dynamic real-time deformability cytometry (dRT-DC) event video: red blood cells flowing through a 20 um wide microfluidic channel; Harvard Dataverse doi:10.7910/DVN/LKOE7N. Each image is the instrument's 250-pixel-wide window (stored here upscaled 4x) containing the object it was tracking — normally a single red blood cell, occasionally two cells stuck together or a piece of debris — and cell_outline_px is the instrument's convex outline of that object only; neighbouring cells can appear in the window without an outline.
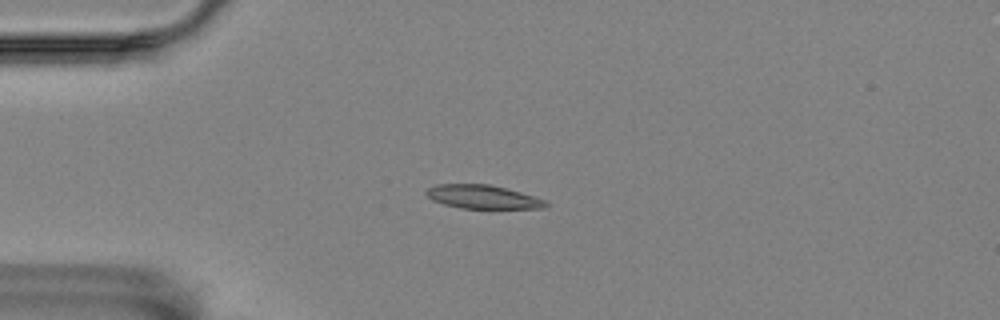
{"species": "Egyptian fruit bat (a non-hibernating species)", "species_latin": "Rousettus aegyptiacus", "temperature_condition": "room temperature", "stored_images_in_passage": 13, "camera_frame_rate_fps": 3000, "um_per_image_px": 0.085, "animal": {"sex": "female"}, "frame": {"image": 1, "passage_image": 4, "time_ms": 1.0, "image_size_px": [1000, 320], "cell_outline_px": [[548, 208], [460, 208], [444, 204], [432, 200], [424, 192], [428, 188], [436, 184], [488, 184], [520, 192], [548, 200]], "centroid_in_image_um": [41.05, 16.73], "position_along_channel_um": 44.0, "area_um2": 16.42}}
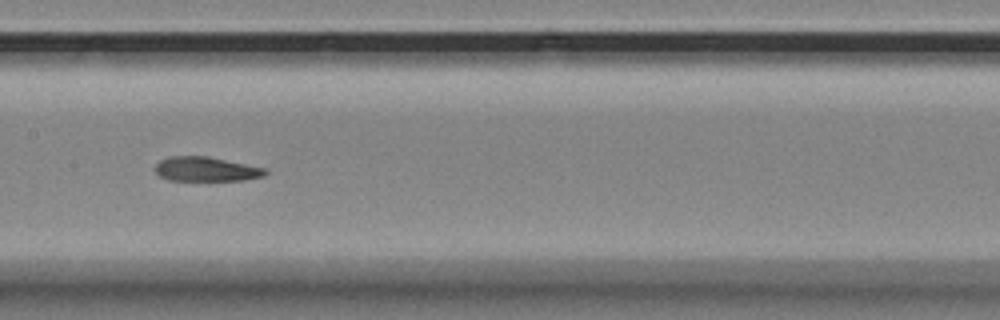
{"frame": {"image": 2, "passage_image": 8, "time_ms": 2.333, "image_size_px": [1000, 320], "cell_outline_px": [[268, 172], [264, 176], [244, 180], [168, 180], [160, 176], [156, 172], [156, 164], [160, 160], [168, 156], [208, 156], [264, 168]], "centroid_in_image_um": [17.5, 14.37], "position_along_channel_um": 189.9, "area_um2": 15.55}}
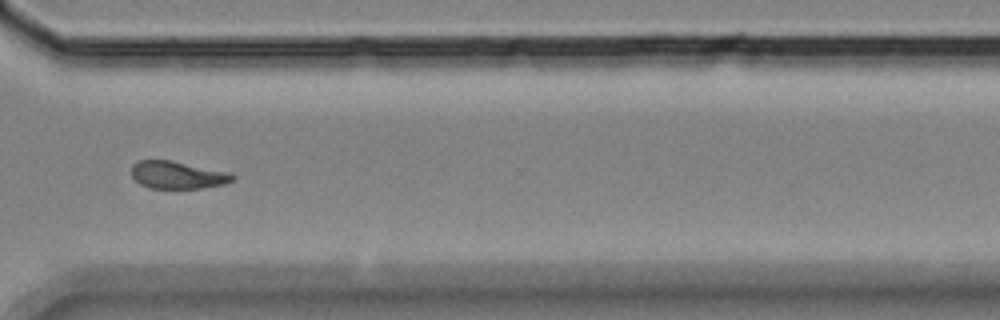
{"frame": {"image": 3, "passage_image": 12, "time_ms": 3.667, "image_size_px": [1000, 320], "cell_outline_px": [[236, 180], [224, 184], [200, 188], [148, 188], [140, 184], [132, 176], [132, 164], [136, 160], [172, 160], [224, 172], [236, 176]], "centroid_in_image_um": [15.05, 14.87], "position_along_channel_um": 355.6, "area_um2": 16.07}}